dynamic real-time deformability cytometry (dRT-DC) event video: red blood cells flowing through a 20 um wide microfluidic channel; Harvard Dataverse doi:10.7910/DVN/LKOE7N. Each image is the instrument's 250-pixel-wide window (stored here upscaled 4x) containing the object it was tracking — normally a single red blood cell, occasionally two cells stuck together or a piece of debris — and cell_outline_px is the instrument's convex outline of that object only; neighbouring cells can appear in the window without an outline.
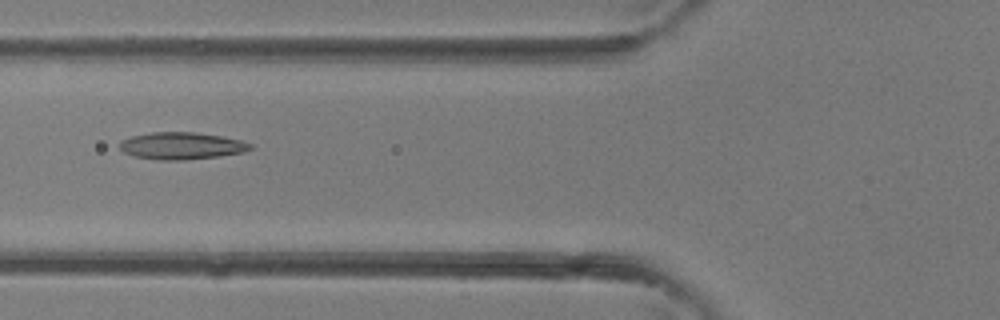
{"species": "common noctule bat (a hibernating species)", "species_latin": "Nyctalus noctula", "temperature_condition": "room temperature", "stored_images_in_passage": 4, "camera_frame_rate_fps": 3000, "um_per_image_px": 0.085, "animal": {"sex": "female"}, "frame": {"image": 1, "passage_image": 4, "time_ms": 1.0, "image_size_px": [1000, 320], "cell_outline_px": [[252, 148], [244, 152], [216, 156], [184, 160], [160, 160], [136, 156], [124, 152], [120, 148], [120, 140], [132, 136], [152, 132], [196, 132], [220, 136], [240, 140], [252, 144]], "centroid_in_image_um": [15.42, 12.39], "position_along_channel_um": 110.4, "area_um2": 20.4}}